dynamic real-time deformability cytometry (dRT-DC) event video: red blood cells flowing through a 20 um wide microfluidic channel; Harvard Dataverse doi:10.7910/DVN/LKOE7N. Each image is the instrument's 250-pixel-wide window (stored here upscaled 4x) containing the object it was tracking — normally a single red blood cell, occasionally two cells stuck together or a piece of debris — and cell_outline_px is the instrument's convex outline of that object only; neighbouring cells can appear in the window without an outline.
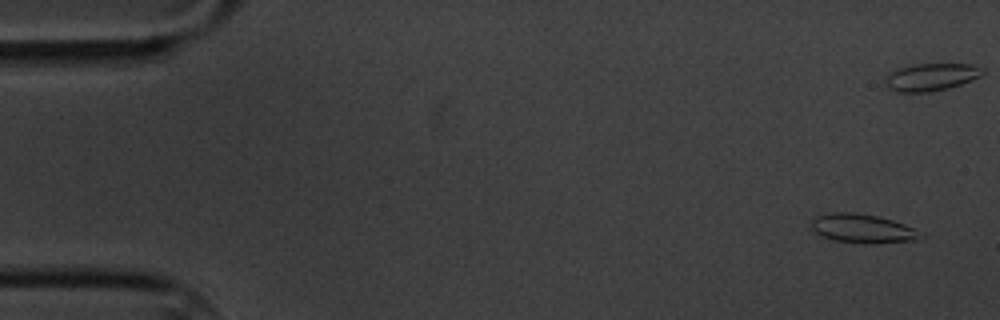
{"species": "common noctule bat (a hibernating species)", "species_latin": "Nyctalus noctula", "temperature_condition": "cold", "stored_images_in_passage": 6, "camera_frame_rate_fps": 3000, "um_per_image_px": 0.085, "animal": {"sex": "male", "body_mass_g": 20.1, "forearm_length_mm": 53.5}, "frame": {"image": 1, "passage_image": 1, "time_ms": 0.0, "image_size_px": [1000, 320], "cell_outline_px": [[924, 236], [912, 240], [876, 244], [872, 244], [832, 240], [820, 236], [808, 228], [812, 220], [816, 216], [832, 212], [856, 212], [876, 216], [892, 220], [904, 224], [924, 232]], "centroid_in_image_um": [73.28, 19.43], "position_along_channel_um": 11.7, "area_um2": 18.73}}
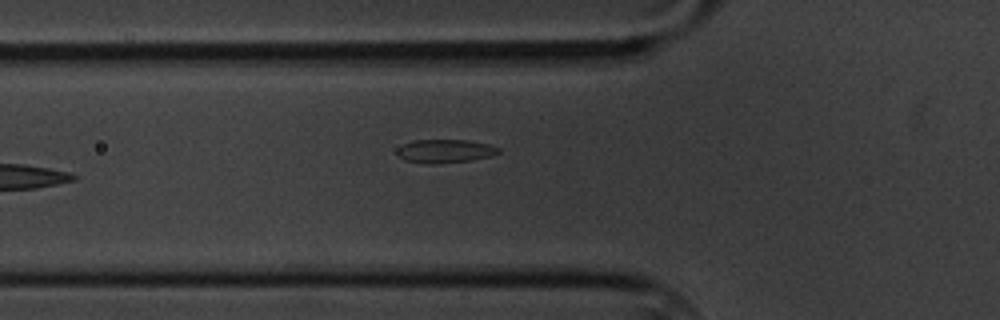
{"frame": {"image": 2, "passage_image": 6, "time_ms": 6.667, "image_size_px": [1000, 320], "cell_outline_px": [[500, 152], [492, 156], [472, 160], [428, 164], [404, 160], [396, 152], [396, 148], [404, 144], [416, 140], [468, 140], [488, 144], [500, 148]], "centroid_in_image_um": [37.84, 12.84], "position_along_channel_um": 88.0, "area_um2": 13.81}}